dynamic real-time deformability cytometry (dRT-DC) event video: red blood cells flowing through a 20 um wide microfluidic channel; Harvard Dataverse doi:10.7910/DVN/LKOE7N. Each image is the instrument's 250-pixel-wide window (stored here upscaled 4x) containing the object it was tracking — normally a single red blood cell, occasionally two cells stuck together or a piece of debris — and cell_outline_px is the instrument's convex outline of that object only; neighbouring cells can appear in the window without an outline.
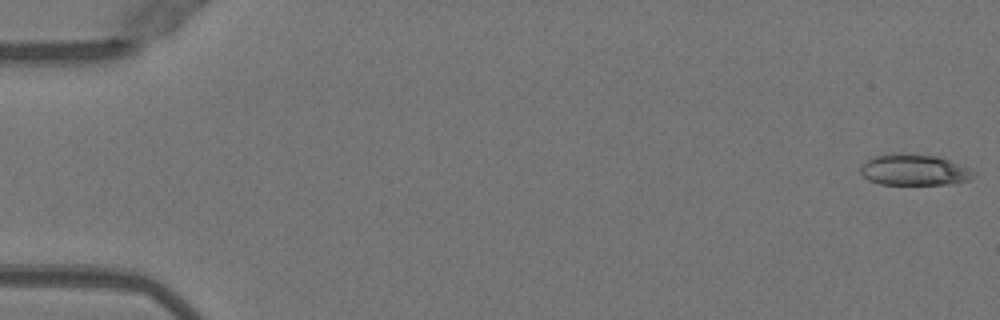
{"species": "Egyptian fruit bat (a non-hibernating species)", "species_latin": "Rousettus aegyptiacus", "temperature_condition": "warm", "stored_images_in_passage": 51, "camera_frame_rate_fps": 3000, "um_per_image_px": 0.085, "animal": {"sex": "female"}, "frame": {"image": 1, "passage_image": 1, "time_ms": 0.0, "image_size_px": [1000, 320], "cell_outline_px": [[976, 176], [968, 180], [952, 184], [880, 184], [868, 180], [860, 172], [860, 168], [868, 160], [876, 156], [892, 152], [912, 152], [940, 156], [972, 168], [976, 172]], "centroid_in_image_um": [77.78, 14.41], "position_along_channel_um": 7.2, "area_um2": 21.1}}
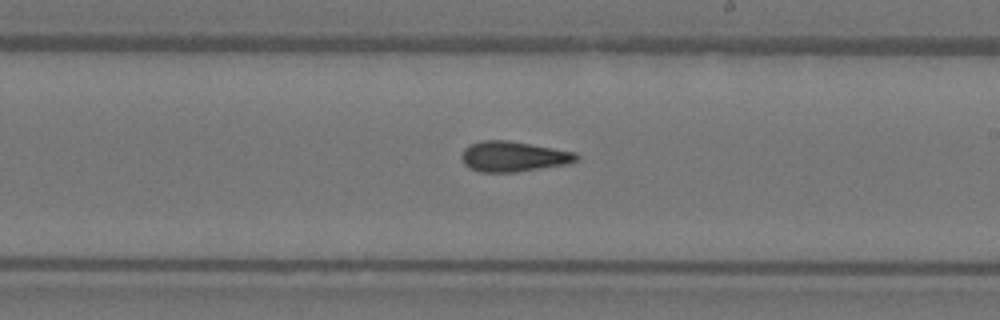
{"frame": {"image": 2, "passage_image": 30, "time_ms": 9.667, "image_size_px": [1000, 320], "cell_outline_px": [[580, 160], [568, 164], [516, 172], [480, 172], [468, 168], [464, 164], [460, 156], [464, 148], [468, 144], [480, 140], [508, 140], [576, 152], [580, 156]], "centroid_in_image_um": [43.63, 13.3], "position_along_channel_um": 245.4, "area_um2": 20.63}}
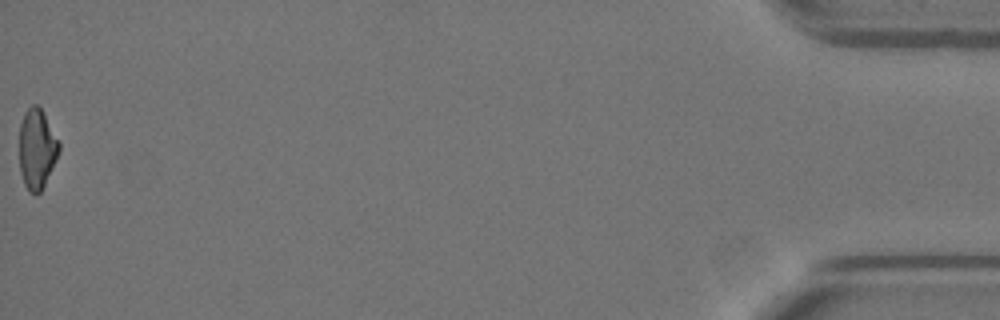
{"frame": {"image": 3, "passage_image": 51, "time_ms": 16.667, "image_size_px": [1000, 320], "cell_outline_px": [[60, 152], [40, 192], [36, 196], [28, 192], [24, 184], [20, 172], [20, 124], [24, 112], [32, 104], [36, 104], [40, 108], [60, 144]], "centroid_in_image_um": [3.12, 12.69], "position_along_channel_um": 432.1, "area_um2": 18.32}, "authors_computed_cell_mechanics": {"area_um2": 20.3456, "velocity_mm_per_s": 4.0537, "shape_relaxation_time_tau1_ms": null, "shape_relaxation_time_tau2_ms": 2.3707, "deformation_change_tau1": null, "deformation_change_tau2": 0.1054}}